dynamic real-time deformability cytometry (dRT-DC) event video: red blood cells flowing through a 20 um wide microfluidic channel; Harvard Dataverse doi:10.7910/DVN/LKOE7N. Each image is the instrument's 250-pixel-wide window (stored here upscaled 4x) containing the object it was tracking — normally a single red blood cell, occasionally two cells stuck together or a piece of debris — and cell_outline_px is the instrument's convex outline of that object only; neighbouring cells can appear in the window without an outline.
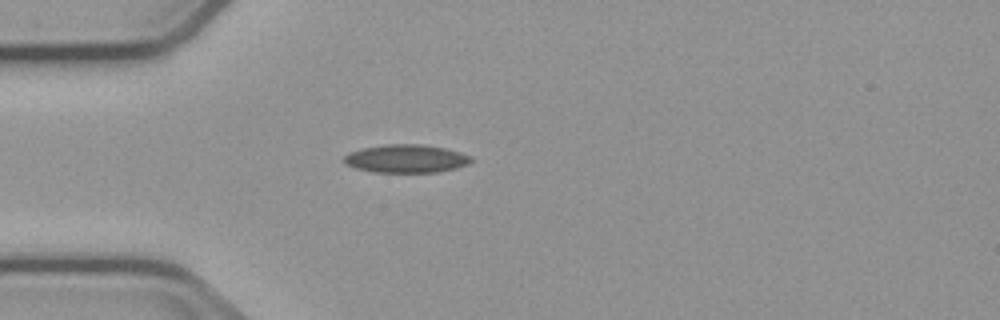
{"species": "common noctule bat (a hibernating species)", "species_latin": "Nyctalus noctula", "temperature_condition": "cold", "stored_images_in_passage": 1, "camera_frame_rate_fps": 3000, "um_per_image_px": 0.085, "animal": {"sex": "male", "body_mass_g": 23.1, "forearm_length_mm": 52.7}, "frame": {"image": 1, "passage_image": 1, "time_ms": 0.0, "image_size_px": [1000, 320], "cell_outline_px": [[472, 160], [468, 164], [456, 168], [440, 172], [372, 172], [356, 168], [348, 164], [344, 160], [344, 156], [348, 152], [364, 148], [388, 144], [420, 144], [444, 148], [460, 152], [472, 156]], "centroid_in_image_um": [34.55, 13.49], "position_along_channel_um": 50.5, "area_um2": 20.75}}